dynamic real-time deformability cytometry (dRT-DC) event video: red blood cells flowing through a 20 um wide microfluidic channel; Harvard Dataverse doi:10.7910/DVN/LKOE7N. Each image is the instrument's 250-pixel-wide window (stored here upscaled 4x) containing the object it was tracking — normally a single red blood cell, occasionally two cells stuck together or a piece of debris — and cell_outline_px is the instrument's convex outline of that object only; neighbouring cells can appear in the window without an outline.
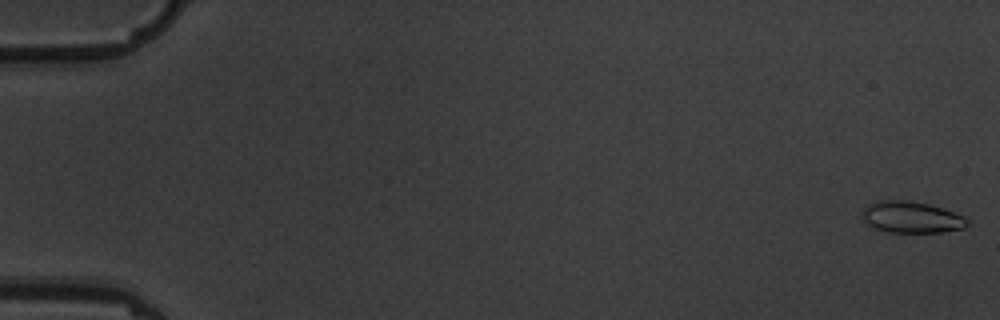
{"species": "common noctule bat (a hibernating species)", "species_latin": "Nyctalus noctula", "temperature_condition": "warm", "stored_images_in_passage": 7, "camera_frame_rate_fps": 3000, "um_per_image_px": 0.085, "animal": {"sex": "male", "body_mass_g": 19.5, "forearm_length_mm": 54.6}, "frame": {"image": 1, "passage_image": 1, "time_ms": 0.0, "image_size_px": [1000, 320], "cell_outline_px": [[968, 224], [964, 228], [940, 232], [888, 232], [872, 228], [860, 216], [860, 212], [868, 204], [880, 200], [904, 200], [928, 204], [964, 216], [968, 220]], "centroid_in_image_um": [77.41, 18.47], "position_along_channel_um": 7.6, "area_um2": 19.25}}